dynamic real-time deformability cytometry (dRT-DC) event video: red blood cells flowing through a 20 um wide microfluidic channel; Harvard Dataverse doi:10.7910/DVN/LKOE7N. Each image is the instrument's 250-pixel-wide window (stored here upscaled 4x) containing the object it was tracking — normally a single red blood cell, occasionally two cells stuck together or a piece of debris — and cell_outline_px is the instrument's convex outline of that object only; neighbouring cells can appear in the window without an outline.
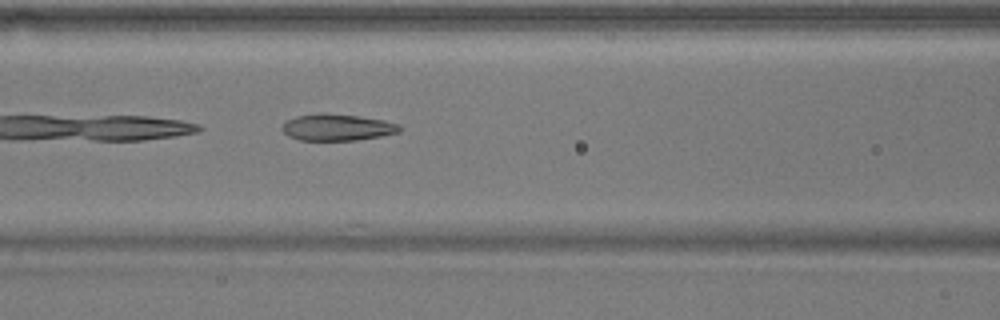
{"species": "common noctule bat (a hibernating species)", "species_latin": "Nyctalus noctula", "temperature_condition": "warm", "stored_images_in_passage": 10, "camera_frame_rate_fps": 3000, "um_per_image_px": 0.085, "animal": {"sex": "male", "body_mass_g": 17.9}, "frame": {"image": 1, "passage_image": 7, "time_ms": 2.0, "image_size_px": [1000, 320], "cell_outline_px": [[404, 128], [400, 132], [380, 136], [356, 140], [300, 140], [288, 136], [280, 128], [288, 120], [296, 116], [320, 112], [324, 112], [356, 116], [384, 120], [400, 124]], "centroid_in_image_um": [28.68, 10.82], "position_along_channel_um": 137.9, "area_um2": 18.32}}